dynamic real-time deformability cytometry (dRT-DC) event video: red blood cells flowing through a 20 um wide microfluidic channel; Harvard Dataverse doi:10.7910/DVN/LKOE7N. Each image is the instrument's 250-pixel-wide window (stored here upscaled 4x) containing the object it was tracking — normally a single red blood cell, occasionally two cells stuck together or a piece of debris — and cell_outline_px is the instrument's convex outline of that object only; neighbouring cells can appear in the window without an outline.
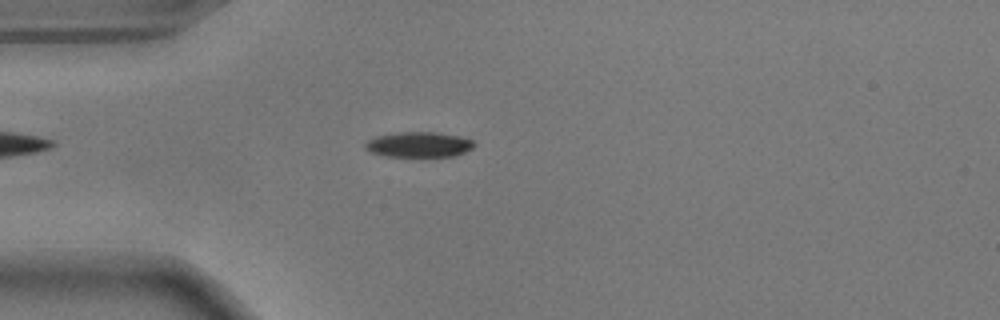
{"species": "common noctule bat (a hibernating species)", "species_latin": "Nyctalus noctula", "temperature_condition": "warm", "stored_images_in_passage": 51, "camera_frame_rate_fps": 3000, "um_per_image_px": 0.085, "animal": {"sex": "male", "body_mass_g": 17.9}, "frame": {"image": 1, "passage_image": 11, "time_ms": 3.333, "image_size_px": [1000, 320], "cell_outline_px": [[476, 144], [472, 148], [456, 156], [388, 156], [372, 152], [364, 148], [364, 144], [368, 140], [376, 136], [400, 132], [436, 132], [460, 136], [472, 140]], "centroid_in_image_um": [35.62, 12.28], "position_along_channel_um": 49.4, "area_um2": 15.95}}
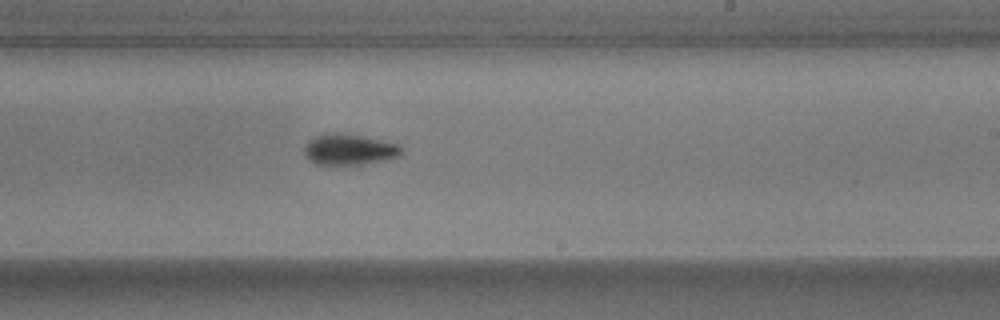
{"frame": {"image": 2, "passage_image": 29, "time_ms": 9.333, "image_size_px": [1000, 320], "cell_outline_px": [[404, 148], [396, 156], [384, 160], [336, 168], [332, 168], [316, 164], [308, 160], [304, 156], [304, 144], [308, 140], [316, 136], [328, 132], [344, 132], [364, 136], [400, 144]], "centroid_in_image_um": [29.59, 12.73], "position_along_channel_um": 259.4, "area_um2": 18.38}}
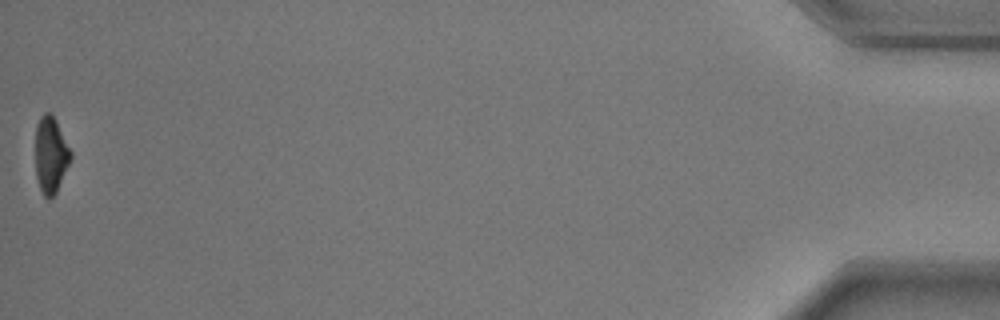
{"frame": {"image": 3, "passage_image": 51, "time_ms": 16.667, "image_size_px": [1000, 320], "cell_outline_px": [[72, 156], [56, 192], [48, 200], [44, 196], [40, 188], [36, 176], [36, 124], [40, 116], [44, 112], [48, 112], [56, 120], [72, 152]], "centroid_in_image_um": [4.31, 13.14], "position_along_channel_um": 430.9, "area_um2": 15.55}, "authors_computed_cell_mechanics": {"area_um2": 16.7042, "velocity_mm_per_s": 3.6773, "shape_relaxation_time_tau1_ms": 1.7276, "shape_relaxation_time_tau2_ms": null, "deformation_change_tau1": 0.1829, "deformation_change_tau2": null}}